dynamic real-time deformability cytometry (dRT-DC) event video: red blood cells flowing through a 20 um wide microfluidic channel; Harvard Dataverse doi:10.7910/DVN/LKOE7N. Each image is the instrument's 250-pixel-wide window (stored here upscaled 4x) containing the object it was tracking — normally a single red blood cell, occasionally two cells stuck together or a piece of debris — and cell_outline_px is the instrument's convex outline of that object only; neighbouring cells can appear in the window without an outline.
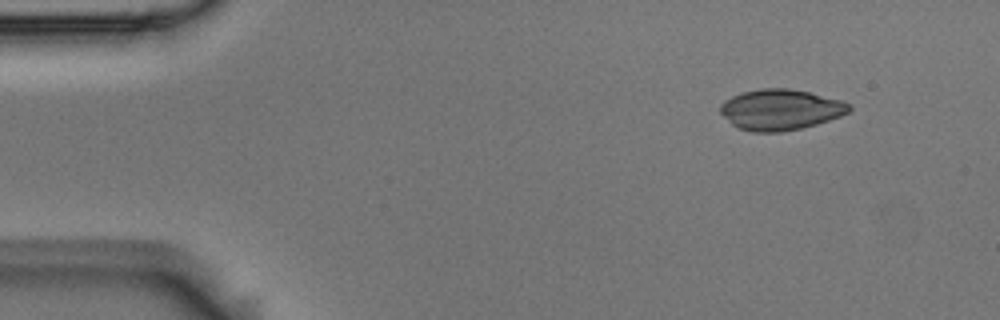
{"species": "Egyptian fruit bat (a non-hibernating species)", "species_latin": "Rousettus aegyptiacus", "temperature_condition": "room temperature", "stored_images_in_passage": 4, "segment_of_instrument_passage": [2, 2], "camera_frame_rate_fps": 3000, "um_per_image_px": 0.085, "animal": {"sex": "male"}, "frame": {"image": 1, "passage_image": 4, "time_ms": 1.0, "image_size_px": [1000, 320], "cell_outline_px": [[852, 108], [848, 112], [840, 116], [816, 124], [800, 128], [780, 132], [752, 132], [736, 128], [720, 112], [720, 104], [724, 100], [732, 96], [744, 92], [760, 88], [788, 88], [808, 92], [840, 100], [852, 104]], "centroid_in_image_um": [66.32, 9.32], "position_along_channel_um": 18.7, "area_um2": 30.52}}